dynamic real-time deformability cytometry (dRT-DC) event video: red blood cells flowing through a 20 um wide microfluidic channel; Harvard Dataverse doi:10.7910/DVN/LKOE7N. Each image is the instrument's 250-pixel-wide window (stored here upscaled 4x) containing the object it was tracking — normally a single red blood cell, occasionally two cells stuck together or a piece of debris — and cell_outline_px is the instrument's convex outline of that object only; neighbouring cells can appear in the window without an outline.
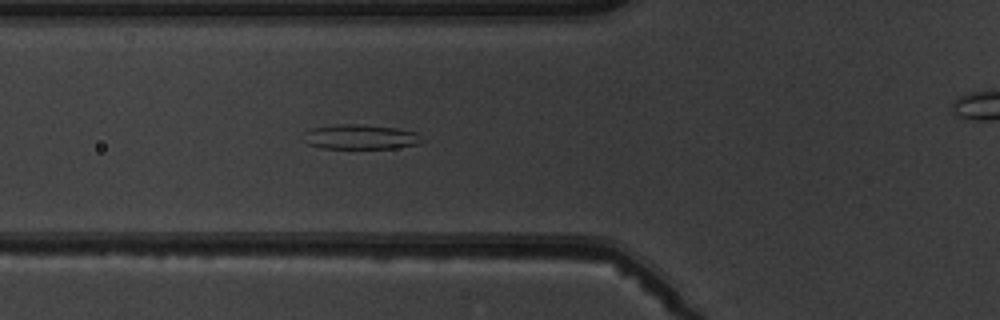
{"species": "common noctule bat (a hibernating species)", "species_latin": "Nyctalus noctula", "temperature_condition": "warm", "stored_images_in_passage": 5, "camera_frame_rate_fps": 3000, "um_per_image_px": 0.085, "animal": {"sex": "male", "body_mass_g": 19.5, "forearm_length_mm": 54.6}, "frame": {"image": 1, "passage_image": 5, "time_ms": 4.667, "image_size_px": [1000, 320], "cell_outline_px": [[424, 140], [420, 144], [396, 148], [320, 148], [308, 144], [300, 140], [304, 132], [312, 128], [340, 124], [356, 124], [396, 128], [416, 132]], "centroid_in_image_um": [30.6, 11.64], "position_along_channel_um": 95.2, "area_um2": 17.22}}